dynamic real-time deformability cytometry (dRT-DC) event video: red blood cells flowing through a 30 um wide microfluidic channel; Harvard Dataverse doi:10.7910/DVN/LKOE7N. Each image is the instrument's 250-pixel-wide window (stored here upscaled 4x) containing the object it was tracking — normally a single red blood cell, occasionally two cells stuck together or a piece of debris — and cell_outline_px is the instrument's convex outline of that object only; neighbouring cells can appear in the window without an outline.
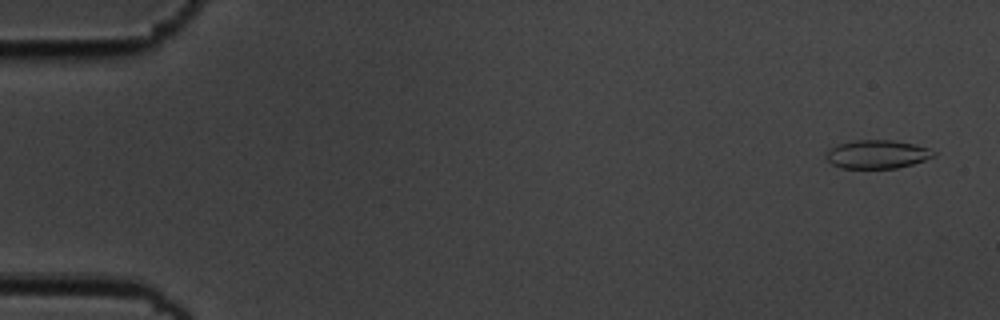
{"species": "common noctule bat (a hibernating species)", "species_latin": "Nyctalus noctula", "temperature_condition": "cold", "stored_images_in_passage": 56, "camera_frame_rate_fps": 3000, "um_per_image_px": 0.085, "animal": {"sex": "male", "body_mass_g": 19.5, "forearm_length_mm": 54.6}, "frame": {"image": 1, "passage_image": 3, "time_ms": 0.667, "image_size_px": [1000, 320], "cell_outline_px": [[936, 152], [932, 156], [924, 160], [912, 164], [896, 168], [840, 168], [832, 164], [824, 156], [824, 152], [840, 144], [856, 140], [892, 140], [916, 144], [928, 148]], "centroid_in_image_um": [74.54, 13.11], "position_along_channel_um": 10.5, "area_um2": 17.74}}
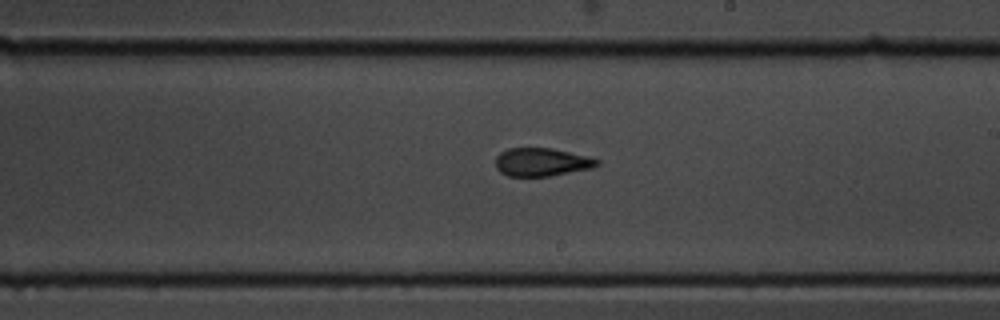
{"frame": {"image": 2, "passage_image": 33, "time_ms": 10.667, "image_size_px": [1000, 320], "cell_outline_px": [[600, 164], [592, 168], [548, 176], [508, 176], [500, 172], [496, 168], [496, 156], [500, 152], [508, 148], [552, 148], [600, 160]], "centroid_in_image_um": [46.0, 13.78], "position_along_channel_um": 243.0, "area_um2": 16.53}}
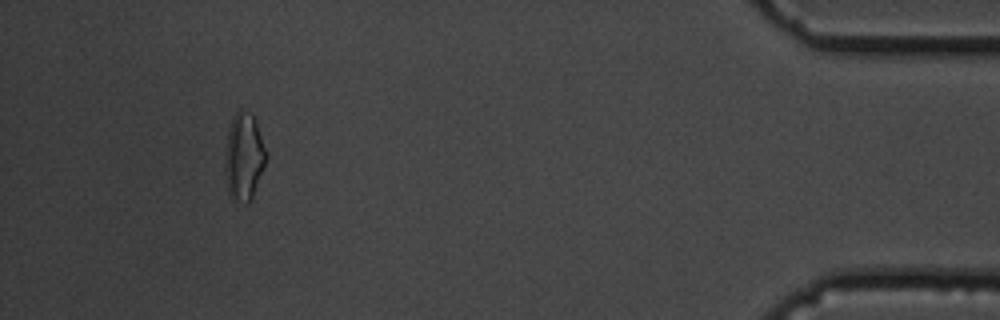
{"frame": {"image": 3, "passage_image": 52, "time_ms": 17.0, "image_size_px": [1000, 320], "cell_outline_px": [[268, 152], [264, 164], [252, 196], [248, 204], [244, 204], [236, 200], [228, 192], [224, 168], [224, 156], [228, 128], [232, 116], [240, 108], [252, 112], [256, 120]], "centroid_in_image_um": [20.72, 13.24], "position_along_channel_um": 414.5, "area_um2": 21.27}, "authors_computed_cell_mechanics": {"area_um2": 17.5712, "velocity_mm_per_s": 3.6524, "shape_relaxation_time_tau1_ms": null, "shape_relaxation_time_tau2_ms": 2.0802, "deformation_change_tau1": null, "deformation_change_tau2": 0.068}}